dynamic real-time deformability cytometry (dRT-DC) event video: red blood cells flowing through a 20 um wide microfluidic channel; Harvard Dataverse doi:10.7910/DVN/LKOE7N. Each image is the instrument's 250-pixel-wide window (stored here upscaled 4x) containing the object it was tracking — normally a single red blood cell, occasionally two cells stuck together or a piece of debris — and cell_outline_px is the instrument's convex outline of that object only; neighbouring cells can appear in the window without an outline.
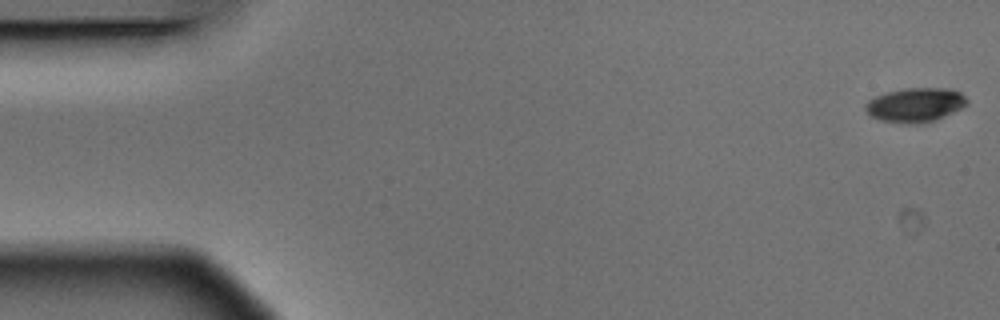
{"species": "Egyptian fruit bat (a non-hibernating species)", "species_latin": "Rousettus aegyptiacus", "temperature_condition": "warm", "stored_images_in_passage": 5, "camera_frame_rate_fps": 3000, "um_per_image_px": 0.085, "animal": {"sex": "male"}, "frame": {"image": 1, "passage_image": 1, "time_ms": 0.0, "image_size_px": [1000, 320], "cell_outline_px": [[968, 104], [944, 116], [920, 124], [908, 124], [880, 120], [872, 116], [864, 108], [864, 104], [868, 100], [876, 96], [888, 92], [904, 88], [948, 88], [960, 92], [968, 100]], "centroid_in_image_um": [77.79, 8.91], "position_along_channel_um": 7.2, "area_um2": 20.11}}
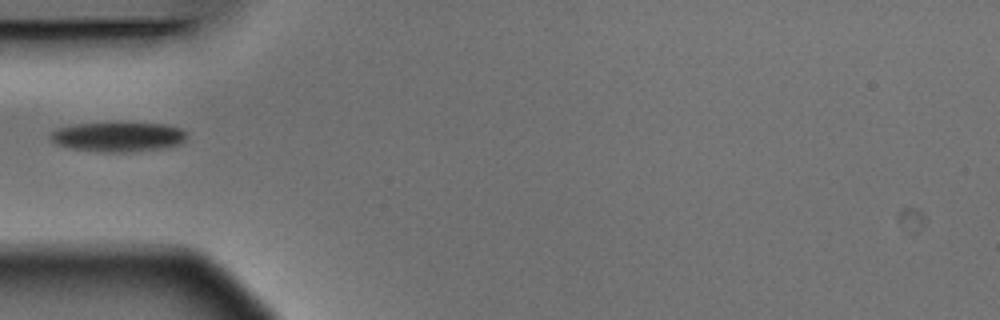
{"frame": {"image": 2, "passage_image": 5, "time_ms": 1.333, "image_size_px": [1000, 320], "cell_outline_px": [[184, 144], [164, 148], [136, 152], [96, 152], [72, 148], [56, 144], [48, 136], [56, 128], [76, 124], [164, 124], [180, 128], [184, 132]], "centroid_in_image_um": [10.03, 11.66], "position_along_channel_um": 75.0, "area_um2": 23.35}}